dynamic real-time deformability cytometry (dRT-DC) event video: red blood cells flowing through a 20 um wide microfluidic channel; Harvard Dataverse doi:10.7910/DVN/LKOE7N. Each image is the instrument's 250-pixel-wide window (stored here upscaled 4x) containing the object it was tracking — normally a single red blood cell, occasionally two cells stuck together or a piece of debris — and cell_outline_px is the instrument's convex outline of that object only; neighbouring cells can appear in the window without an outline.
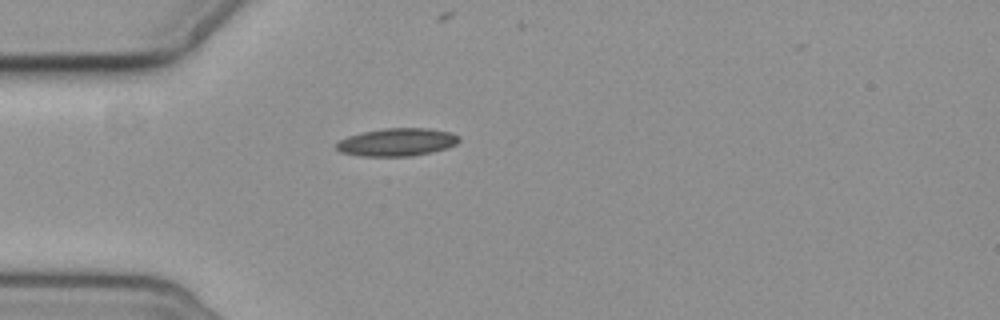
{"species": "common noctule bat (a hibernating species)", "species_latin": "Nyctalus noctula", "temperature_condition": "cold", "stored_images_in_passage": 2, "camera_frame_rate_fps": 3000, "um_per_image_px": 0.085, "animal": {"sex": "female", "body_mass_g": 19.3, "forearm_length_mm": 54.1}, "frame": {"image": 1, "passage_image": 2, "time_ms": 1.333, "image_size_px": [1000, 320], "cell_outline_px": [[460, 140], [456, 144], [448, 148], [432, 152], [412, 156], [360, 156], [340, 152], [336, 148], [336, 144], [340, 140], [348, 136], [360, 132], [384, 128], [428, 128], [452, 132], [460, 136]], "centroid_in_image_um": [33.77, 12.08], "position_along_channel_um": 51.2, "area_um2": 20.11}}